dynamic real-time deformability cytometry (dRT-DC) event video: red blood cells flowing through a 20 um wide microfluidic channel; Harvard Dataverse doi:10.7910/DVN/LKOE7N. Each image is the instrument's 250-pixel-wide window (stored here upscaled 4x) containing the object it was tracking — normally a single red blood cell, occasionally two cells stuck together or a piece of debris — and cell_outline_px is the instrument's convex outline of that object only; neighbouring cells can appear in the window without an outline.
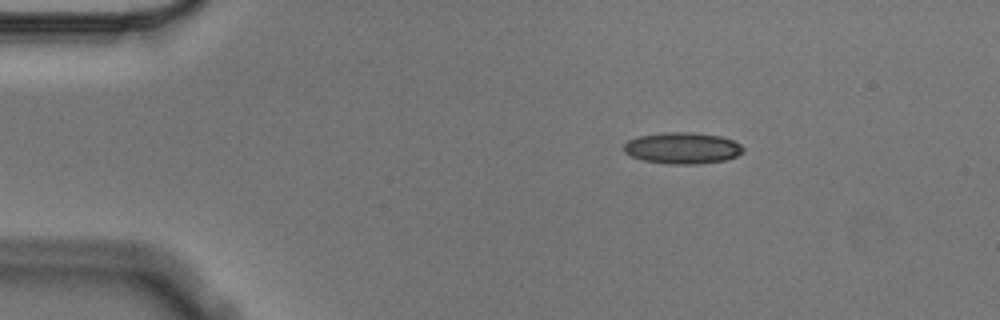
{"species": "Egyptian fruit bat (a non-hibernating species)", "species_latin": "Rousettus aegyptiacus", "temperature_condition": "cold", "stored_images_in_passage": 2, "camera_frame_rate_fps": 3000, "um_per_image_px": 0.085, "animal": {"sex": "male"}, "frame": {"image": 1, "passage_image": 1, "time_ms": 0.0, "image_size_px": [1000, 320], "cell_outline_px": [[744, 152], [728, 160], [700, 164], [668, 164], [644, 160], [632, 156], [624, 152], [624, 144], [628, 140], [640, 136], [668, 132], [692, 132], [720, 136], [732, 140], [740, 144], [744, 148]], "centroid_in_image_um": [58.04, 12.59], "position_along_channel_um": 27.0, "area_um2": 21.85}}